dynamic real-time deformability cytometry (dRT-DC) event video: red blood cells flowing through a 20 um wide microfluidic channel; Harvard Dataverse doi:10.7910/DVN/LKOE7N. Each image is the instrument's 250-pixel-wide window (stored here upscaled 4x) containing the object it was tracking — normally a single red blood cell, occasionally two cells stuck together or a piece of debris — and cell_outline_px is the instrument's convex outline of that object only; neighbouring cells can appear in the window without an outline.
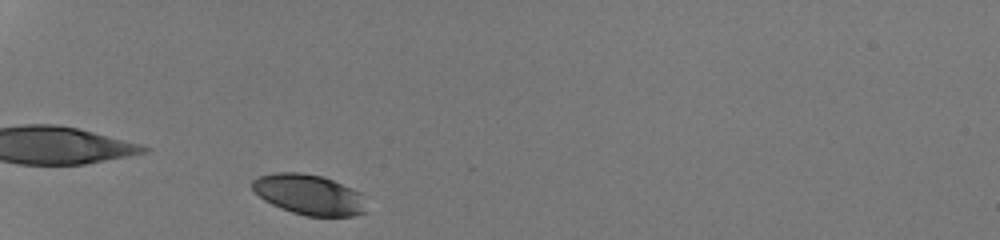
{"species": "human", "species_latin": "Homo sapiens", "temperature_condition": "room temperature", "stored_images_in_passage": 29, "camera_frame_rate_fps": 3000, "um_per_image_px": 0.085, "donor": {"sex": "male"}, "frame": {"image": 1, "passage_image": 1, "time_ms": 0.0, "image_size_px": [1000, 240], "cell_outline_px": [[364, 212], [352, 216], [308, 216], [292, 212], [280, 208], [264, 200], [252, 188], [252, 180], [256, 176], [276, 172], [300, 172], [320, 176], [332, 180], [352, 188], [360, 192], [364, 196]], "centroid_in_image_um": [26.24, 16.53], "position_along_channel_um": 58.8, "area_um2": 26.7}}
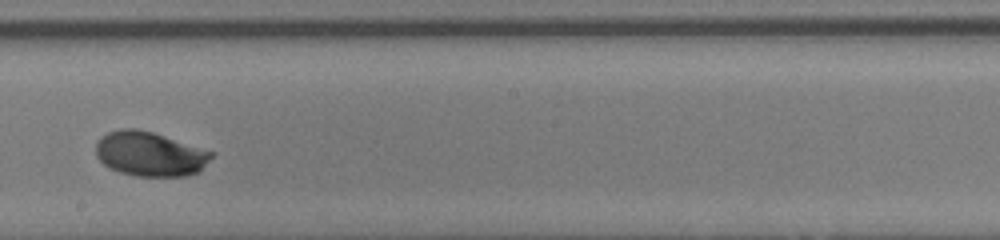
{"frame": {"image": 2, "passage_image": 16, "time_ms": 5.0, "image_size_px": [1000, 240], "cell_outline_px": [[216, 152], [196, 172], [184, 176], [136, 176], [120, 172], [104, 164], [96, 156], [96, 144], [108, 132], [120, 128], [136, 128], [152, 132]], "centroid_in_image_um": [12.73, 13.07], "position_along_channel_um": 235.5, "area_um2": 29.59}}
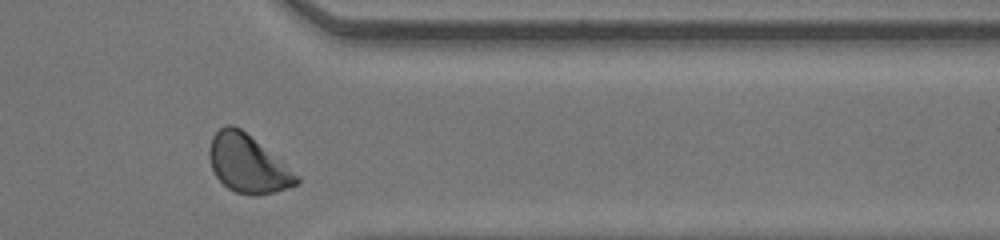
{"frame": {"image": 3, "passage_image": 27, "time_ms": 8.667, "image_size_px": [1000, 240], "cell_outline_px": [[300, 180], [296, 184], [276, 192], [256, 196], [252, 196], [236, 192], [228, 188], [216, 176], [212, 168], [208, 156], [208, 152], [212, 136], [220, 128], [228, 124], [232, 124], [240, 128], [300, 176]], "centroid_in_image_um": [21.04, 13.94], "position_along_channel_um": 390.4, "area_um2": 29.13}, "authors_computed_cell_mechanics": {"area_um2": 29.1312, "velocity_mm_per_s": 4.2299, "shape_relaxation_time_tau1_ms": 1.8211, "shape_relaxation_time_tau2_ms": null, "deformation_change_tau1": 0.1096, "deformation_change_tau2": null}}